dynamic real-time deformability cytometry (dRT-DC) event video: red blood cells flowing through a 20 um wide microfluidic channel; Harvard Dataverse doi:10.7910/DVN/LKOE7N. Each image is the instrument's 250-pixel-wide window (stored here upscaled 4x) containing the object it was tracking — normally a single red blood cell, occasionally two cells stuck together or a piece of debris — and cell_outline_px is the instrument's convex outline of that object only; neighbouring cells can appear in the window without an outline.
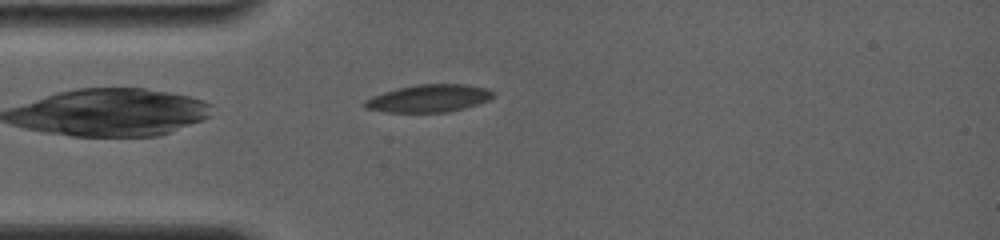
{"species": "common noctule bat (a hibernating species)", "species_latin": "Nyctalus noctula", "temperature_condition": "room temperature", "stored_images_in_passage": 12, "camera_frame_rate_fps": 4000, "um_per_image_px": 0.085, "animal": {"sex": "female", "body_mass_g": 19.0, "forearm_length_mm": 56.7}, "frame": {"image": 1, "passage_image": 5, "time_ms": 0.75, "image_size_px": [1000, 240], "cell_outline_px": [[496, 96], [488, 100], [464, 108], [448, 112], [384, 112], [364, 108], [364, 100], [372, 96], [384, 92], [416, 84], [464, 84], [488, 88], [496, 92]], "centroid_in_image_um": [36.48, 8.36], "position_along_channel_um": 48.5, "area_um2": 20.69}}
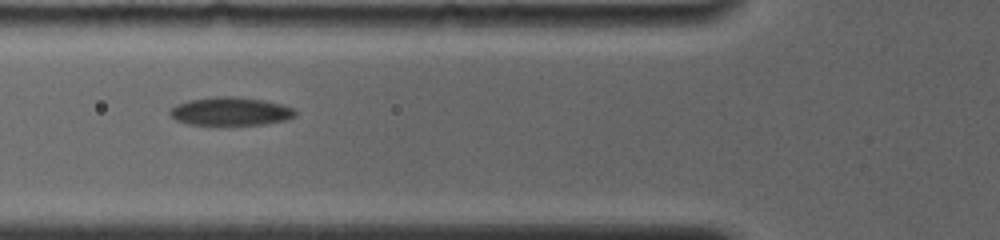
{"frame": {"image": 2, "passage_image": 10, "time_ms": 2.5, "image_size_px": [1000, 240], "cell_outline_px": [[296, 116], [288, 120], [264, 124], [188, 124], [176, 120], [168, 112], [176, 104], [188, 100], [216, 96], [236, 96], [264, 100], [280, 104], [292, 108], [296, 112]], "centroid_in_image_um": [19.6, 9.45], "position_along_channel_um": 106.2, "area_um2": 20.58}}